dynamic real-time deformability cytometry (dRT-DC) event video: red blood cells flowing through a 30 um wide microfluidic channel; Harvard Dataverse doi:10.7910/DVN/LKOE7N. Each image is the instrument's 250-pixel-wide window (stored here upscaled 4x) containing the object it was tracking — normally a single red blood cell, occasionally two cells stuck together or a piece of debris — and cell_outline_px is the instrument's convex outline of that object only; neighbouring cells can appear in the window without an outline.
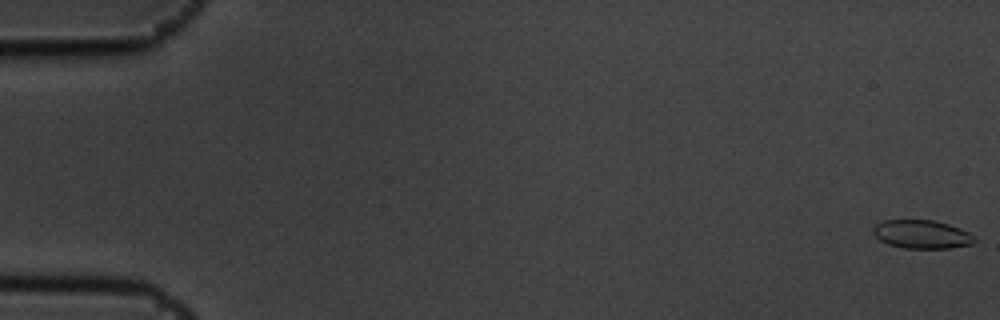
{"species": "common noctule bat (a hibernating species)", "species_latin": "Nyctalus noctula", "temperature_condition": "cold", "stored_images_in_passage": 57, "camera_frame_rate_fps": 3000, "um_per_image_px": 0.085, "animal": {"sex": "male", "body_mass_g": 19.5, "forearm_length_mm": 54.6}, "frame": {"image": 1, "passage_image": 1, "time_ms": 0.0, "image_size_px": [1000, 320], "cell_outline_px": [[976, 240], [972, 244], [952, 248], [904, 248], [888, 244], [880, 240], [872, 232], [872, 228], [876, 224], [884, 220], [932, 220], [948, 224], [960, 228], [968, 232]], "centroid_in_image_um": [78.34, 19.91], "position_along_channel_um": 6.7, "area_um2": 16.76}}
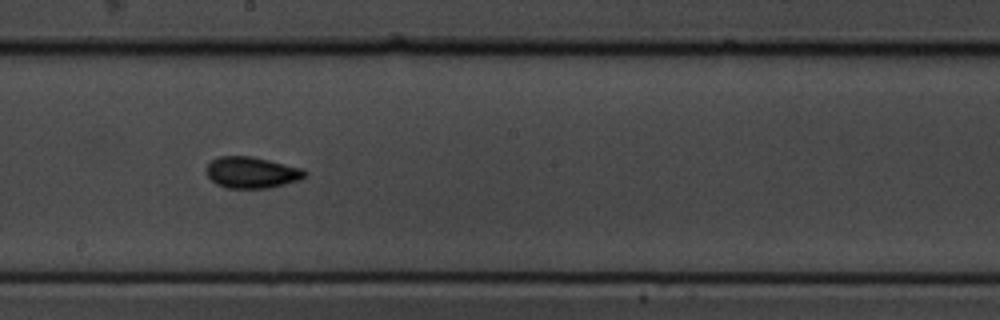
{"frame": {"image": 2, "passage_image": 32, "time_ms": 10.333, "image_size_px": [1000, 320], "cell_outline_px": [[308, 176], [300, 180], [268, 188], [228, 188], [216, 184], [204, 172], [204, 168], [212, 160], [220, 156], [252, 156], [304, 168], [308, 172]], "centroid_in_image_um": [21.42, 14.66], "position_along_channel_um": 226.8, "area_um2": 18.26}}
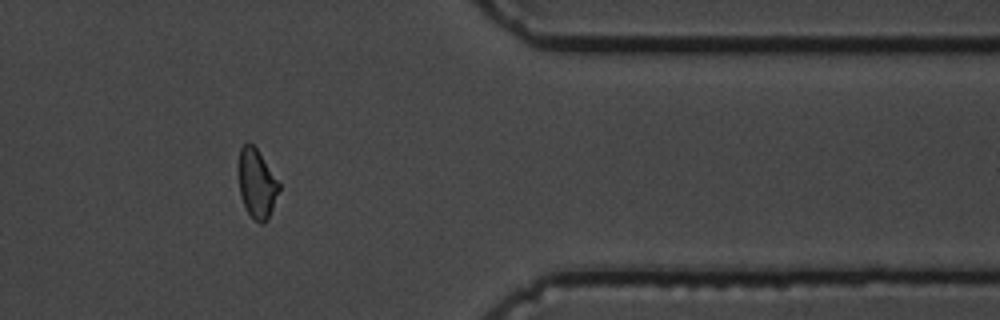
{"frame": {"image": 3, "passage_image": 47, "time_ms": 15.333, "image_size_px": [1000, 320], "cell_outline_px": [[280, 188], [268, 220], [264, 224], [260, 224], [248, 212], [240, 196], [240, 148], [248, 140], [256, 148], [280, 184]], "centroid_in_image_um": [21.85, 15.63], "position_along_channel_um": 389.6, "area_um2": 15.84}}